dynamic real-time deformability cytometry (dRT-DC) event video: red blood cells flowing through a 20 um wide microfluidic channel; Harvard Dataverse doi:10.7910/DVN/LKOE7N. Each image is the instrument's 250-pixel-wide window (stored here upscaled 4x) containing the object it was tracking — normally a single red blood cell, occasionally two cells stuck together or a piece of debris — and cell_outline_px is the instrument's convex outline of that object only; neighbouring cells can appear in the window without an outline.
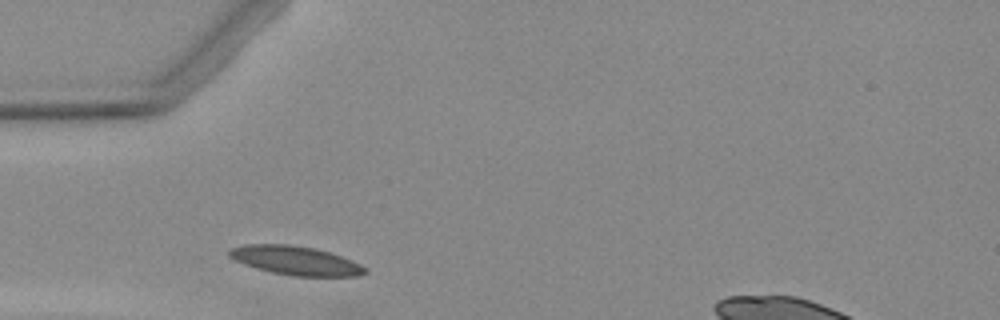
{"species": "Egyptian fruit bat (a non-hibernating species)", "species_latin": "Rousettus aegyptiacus", "temperature_condition": "warm", "stored_images_in_passage": 4, "camera_frame_rate_fps": 3000, "um_per_image_px": 0.085, "animal": {"sex": "female"}, "frame": {"image": 1, "passage_image": 1, "time_ms": 0.0, "image_size_px": [1000, 320], "cell_outline_px": [[368, 272], [356, 276], [292, 276], [272, 272], [256, 268], [244, 264], [228, 256], [228, 248], [244, 244], [292, 244], [316, 248], [352, 260], [368, 268]], "centroid_in_image_um": [25.11, 22.13], "position_along_channel_um": 59.9, "area_um2": 23.0}}
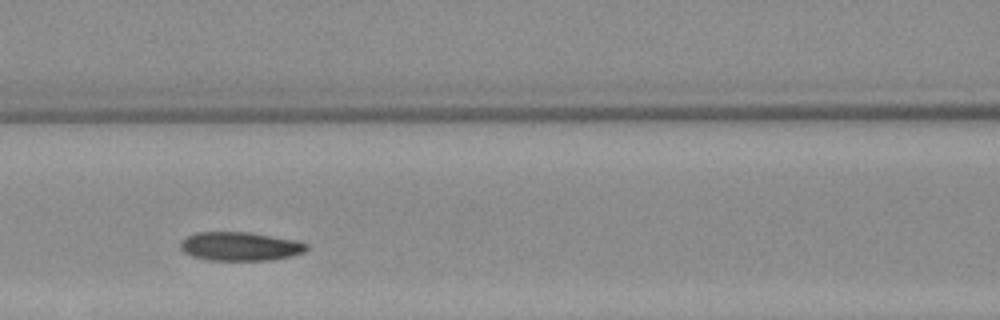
{"frame": {"image": 2, "passage_image": 3, "time_ms": 2.333, "image_size_px": [1000, 320], "cell_outline_px": [[308, 248], [304, 252], [292, 256], [272, 260], [208, 260], [192, 256], [184, 252], [180, 248], [180, 244], [188, 236], [196, 232], [248, 232], [296, 240], [308, 244]], "centroid_in_image_um": [20.43, 20.94], "position_along_channel_um": 146.2, "area_um2": 21.1}}
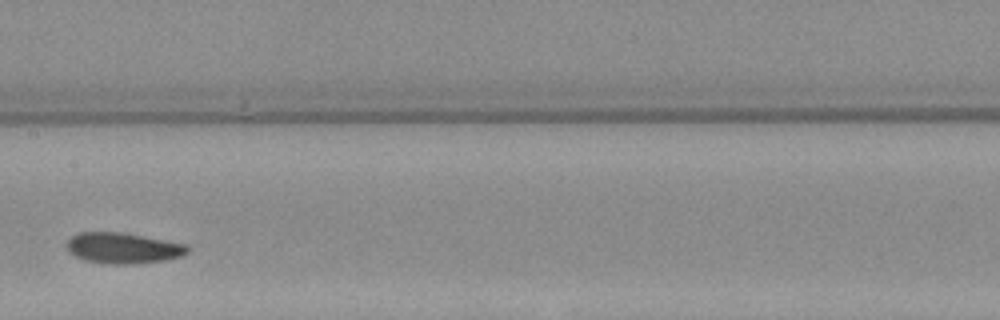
{"frame": {"image": 3, "passage_image": 4, "time_ms": 3.667, "image_size_px": [1000, 320], "cell_outline_px": [[188, 252], [180, 256], [168, 260], [132, 264], [104, 264], [84, 260], [68, 252], [68, 240], [72, 236], [80, 232], [120, 232], [184, 244], [188, 248]], "centroid_in_image_um": [10.43, 21.1], "position_along_channel_um": 197.0, "area_um2": 21.44}}